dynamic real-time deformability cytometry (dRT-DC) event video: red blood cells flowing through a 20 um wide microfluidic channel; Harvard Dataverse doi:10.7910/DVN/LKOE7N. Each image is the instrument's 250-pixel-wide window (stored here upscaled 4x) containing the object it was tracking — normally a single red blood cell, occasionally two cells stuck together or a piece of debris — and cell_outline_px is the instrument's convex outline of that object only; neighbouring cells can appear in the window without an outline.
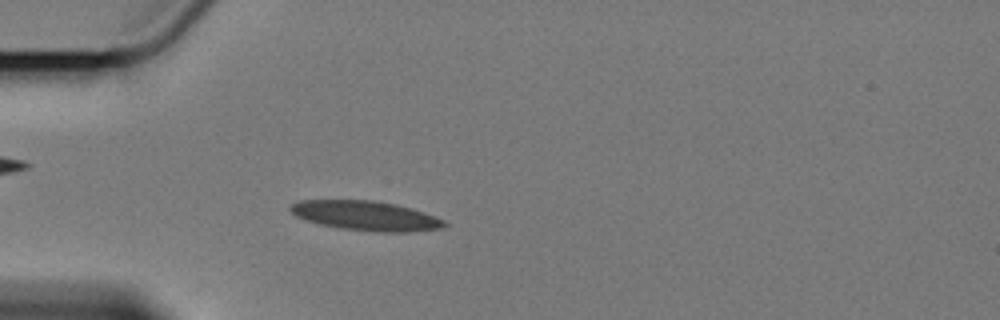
{"species": "Egyptian fruit bat (a non-hibernating species)", "species_latin": "Rousettus aegyptiacus", "temperature_condition": "cold", "stored_images_in_passage": 58, "camera_frame_rate_fps": 3000, "um_per_image_px": 0.085, "animal": {"sex": "female"}, "frame": {"image": 1, "passage_image": 16, "time_ms": 5.0, "image_size_px": [1000, 320], "cell_outline_px": [[448, 224], [444, 228], [408, 232], [376, 232], [336, 228], [320, 224], [296, 216], [288, 208], [292, 204], [300, 200], [372, 200], [396, 204], [412, 208], [424, 212], [444, 220]], "centroid_in_image_um": [31.12, 18.34], "position_along_channel_um": 53.9, "area_um2": 26.65}}
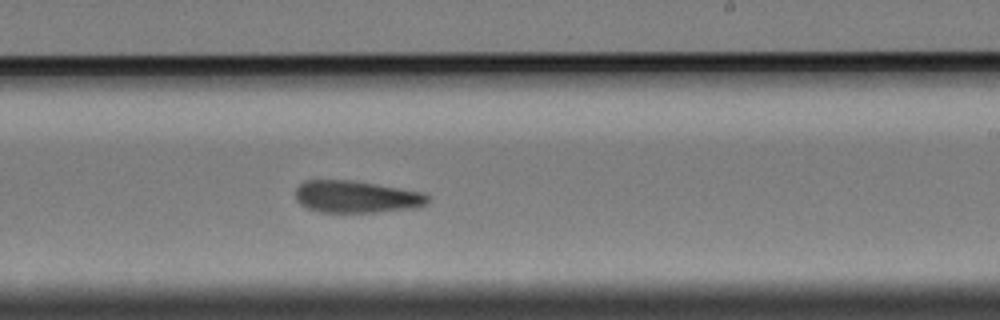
{"frame": {"image": 2, "passage_image": 35, "time_ms": 11.333, "image_size_px": [1000, 320], "cell_outline_px": [[428, 204], [416, 208], [376, 212], [320, 212], [308, 208], [300, 204], [296, 200], [296, 188], [304, 180], [348, 180], [376, 184], [424, 192], [428, 196]], "centroid_in_image_um": [30.3, 16.73], "position_along_channel_um": 258.7, "area_um2": 24.8}}
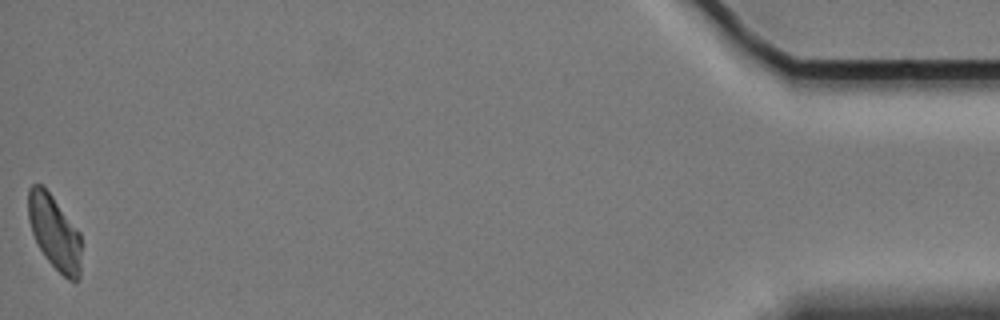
{"frame": {"image": 3, "passage_image": 58, "time_ms": 19.0, "image_size_px": [1000, 320], "cell_outline_px": [[80, 276], [76, 280], [68, 280], [44, 256], [32, 232], [28, 220], [28, 188], [32, 184], [40, 184], [52, 196], [80, 232]], "centroid_in_image_um": [4.62, 19.74], "position_along_channel_um": 430.6, "area_um2": 22.6}}